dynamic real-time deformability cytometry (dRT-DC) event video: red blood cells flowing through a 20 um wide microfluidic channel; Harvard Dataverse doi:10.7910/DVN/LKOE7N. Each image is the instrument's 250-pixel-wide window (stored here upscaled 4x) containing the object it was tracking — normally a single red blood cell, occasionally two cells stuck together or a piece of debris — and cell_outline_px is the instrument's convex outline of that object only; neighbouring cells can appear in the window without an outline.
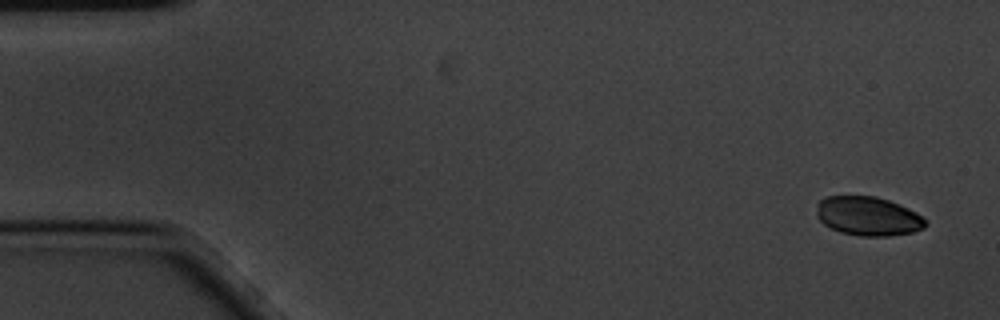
{"species": "common noctule bat (a hibernating species)", "species_latin": "Nyctalus noctula", "temperature_condition": "cold", "stored_images_in_passage": 5, "camera_frame_rate_fps": 3000, "um_per_image_px": 0.085, "animal": {"sex": "male", "body_mass_g": 20.1, "forearm_length_mm": 53.5}, "frame": {"image": 1, "passage_image": 1, "time_ms": 0.0, "image_size_px": [1000, 320], "cell_outline_px": [[928, 224], [924, 228], [912, 232], [888, 236], [860, 236], [840, 232], [824, 224], [816, 216], [816, 212], [820, 200], [828, 196], [876, 196], [888, 200], [908, 208], [916, 212]], "centroid_in_image_um": [73.78, 18.38], "position_along_channel_um": 11.2, "area_um2": 24.62}}
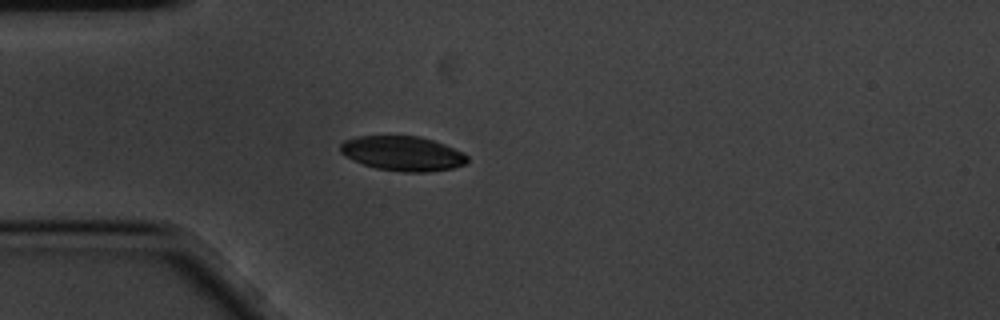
{"frame": {"image": 2, "passage_image": 5, "time_ms": 1.333, "image_size_px": [1000, 320], "cell_outline_px": [[468, 160], [464, 164], [452, 168], [424, 172], [404, 172], [376, 168], [352, 160], [344, 156], [340, 152], [340, 144], [344, 140], [356, 136], [420, 136], [444, 144], [464, 152], [468, 156]], "centroid_in_image_um": [34.2, 13.04], "position_along_channel_um": 50.8, "area_um2": 25.66}}